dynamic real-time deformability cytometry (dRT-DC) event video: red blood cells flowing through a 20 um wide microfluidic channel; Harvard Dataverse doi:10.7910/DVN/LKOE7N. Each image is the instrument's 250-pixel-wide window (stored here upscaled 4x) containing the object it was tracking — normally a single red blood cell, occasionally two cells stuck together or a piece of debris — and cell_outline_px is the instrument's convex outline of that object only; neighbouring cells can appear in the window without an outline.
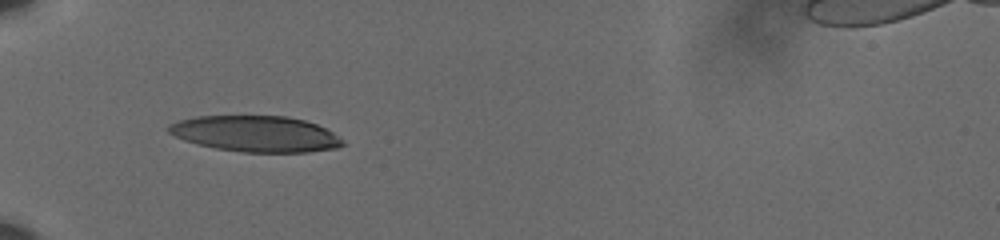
{"species": "human", "species_latin": "Homo sapiens", "temperature_condition": "cold", "stored_images_in_passage": 39, "camera_frame_rate_fps": 3000, "um_per_image_px": 0.085, "donor": {"sex": "male"}, "frame": {"image": 1, "passage_image": 1, "time_ms": 0.0, "image_size_px": [1000, 240], "cell_outline_px": [[344, 144], [336, 148], [308, 152], [244, 152], [216, 148], [184, 140], [168, 132], [168, 128], [172, 124], [180, 120], [196, 116], [288, 116], [304, 120], [316, 124], [332, 132], [344, 140]], "centroid_in_image_um": [21.77, 11.37], "position_along_channel_um": 63.2, "area_um2": 36.18}}
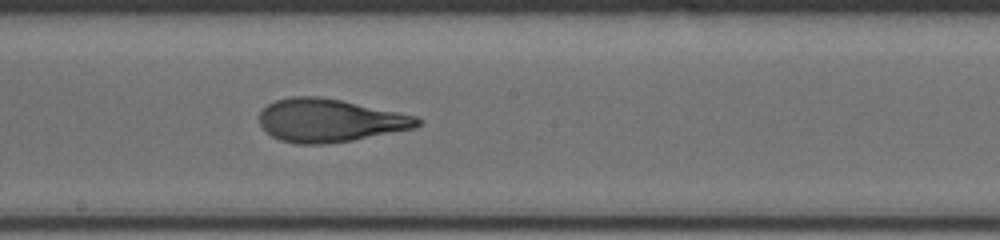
{"frame": {"image": 2, "passage_image": 15, "time_ms": 4.667, "image_size_px": [1000, 240], "cell_outline_px": [[424, 120], [416, 128], [352, 140], [324, 144], [296, 144], [280, 140], [272, 136], [260, 124], [260, 112], [268, 104], [276, 100], [292, 96], [320, 96], [340, 100], [416, 116]], "centroid_in_image_um": [28.03, 10.24], "position_along_channel_um": 220.2, "area_um2": 39.48}}
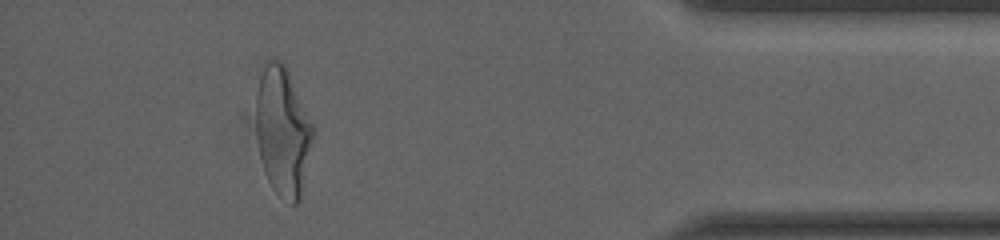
{"frame": {"image": 3, "passage_image": 34, "time_ms": 11.0, "image_size_px": [1000, 240], "cell_outline_px": [[316, 132], [300, 200], [296, 204], [292, 204], [276, 192], [272, 188], [268, 180], [260, 156], [256, 136], [256, 92], [260, 76], [264, 64], [268, 60], [276, 60], [284, 64], [288, 68], [316, 128]], "centroid_in_image_um": [24.08, 11.13], "position_along_channel_um": 411.1, "area_um2": 43.52}, "authors_computed_cell_mechanics": {"area_um2": 39.882, "velocity_mm_per_s": 3.6046, "shape_relaxation_time_tau1_ms": 8.3155, "shape_relaxation_time_tau2_ms": 1.1659, "deformation_change_tau1": 0.291, "deformation_change_tau2": 0.098}}